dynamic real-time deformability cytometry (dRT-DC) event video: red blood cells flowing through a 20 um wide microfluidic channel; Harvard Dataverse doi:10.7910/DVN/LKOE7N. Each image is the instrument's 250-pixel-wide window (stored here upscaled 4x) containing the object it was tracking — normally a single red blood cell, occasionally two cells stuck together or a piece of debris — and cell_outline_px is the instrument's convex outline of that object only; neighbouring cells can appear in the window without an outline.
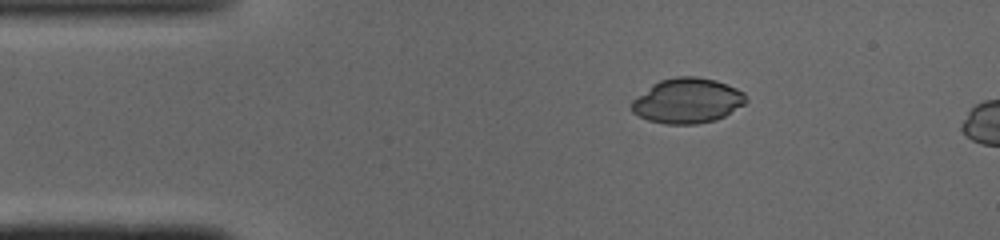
{"species": "common noctule bat (a hibernating species)", "species_latin": "Nyctalus noctula", "temperature_condition": "cold", "stored_images_in_passage": 4, "camera_frame_rate_fps": 3000, "um_per_image_px": 0.085, "animal": {"sex": "male", "body_mass_g": 19.0, "forearm_length_mm": 50.8}, "frame": {"image": 1, "passage_image": 1, "time_ms": 0.0, "image_size_px": [1000, 240], "cell_outline_px": [[748, 100], [744, 104], [724, 116], [716, 120], [696, 124], [664, 124], [648, 120], [632, 112], [632, 100], [652, 84], [660, 80], [676, 76], [696, 76], [716, 80], [736, 88], [744, 92], [748, 96]], "centroid_in_image_um": [58.44, 8.56], "position_along_channel_um": 26.6, "area_um2": 30.11}}